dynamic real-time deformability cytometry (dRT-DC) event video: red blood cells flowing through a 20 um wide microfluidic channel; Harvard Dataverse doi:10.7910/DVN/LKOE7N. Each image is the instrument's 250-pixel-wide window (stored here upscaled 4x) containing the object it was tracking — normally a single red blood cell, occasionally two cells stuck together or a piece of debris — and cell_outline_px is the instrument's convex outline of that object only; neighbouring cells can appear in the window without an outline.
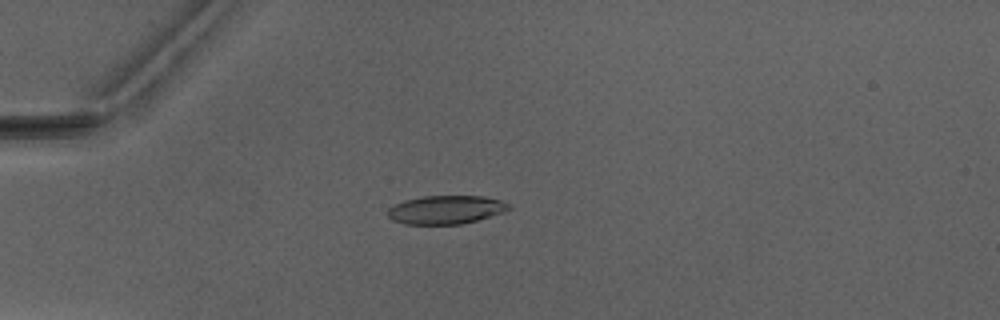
{"species": "Egyptian fruit bat (a non-hibernating species)", "species_latin": "Rousettus aegyptiacus", "temperature_condition": "warm", "stored_images_in_passage": 4, "camera_frame_rate_fps": 3000, "um_per_image_px": 0.085, "animal": {"sex": "male"}, "frame": {"image": 1, "passage_image": 1, "time_ms": 0.0, "image_size_px": [1000, 320], "cell_outline_px": [[512, 208], [504, 212], [476, 220], [460, 224], [404, 224], [392, 220], [388, 216], [388, 208], [404, 200], [424, 196], [484, 196], [500, 200], [512, 204]], "centroid_in_image_um": [37.92, 17.82], "position_along_channel_um": 47.1, "area_um2": 20.11}}
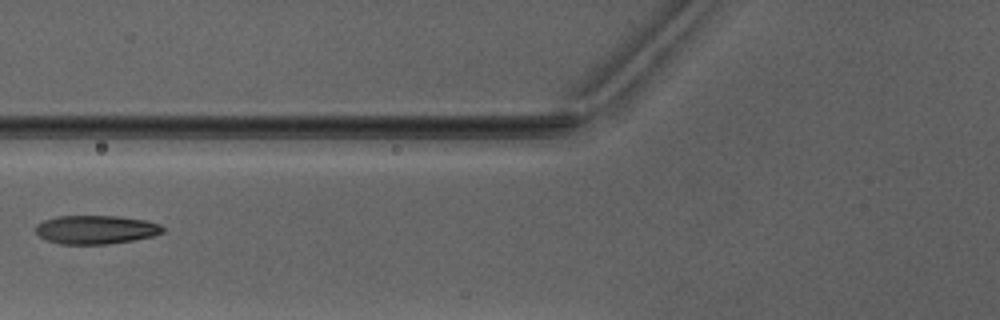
{"frame": {"image": 2, "passage_image": 3, "time_ms": 2.333, "image_size_px": [1000, 320], "cell_outline_px": [[164, 232], [152, 236], [132, 240], [108, 244], [60, 244], [48, 240], [40, 236], [36, 232], [36, 224], [44, 220], [56, 216], [116, 216], [144, 220], [160, 224], [164, 228]], "centroid_in_image_um": [8.14, 19.51], "position_along_channel_um": 117.7, "area_um2": 21.1}}
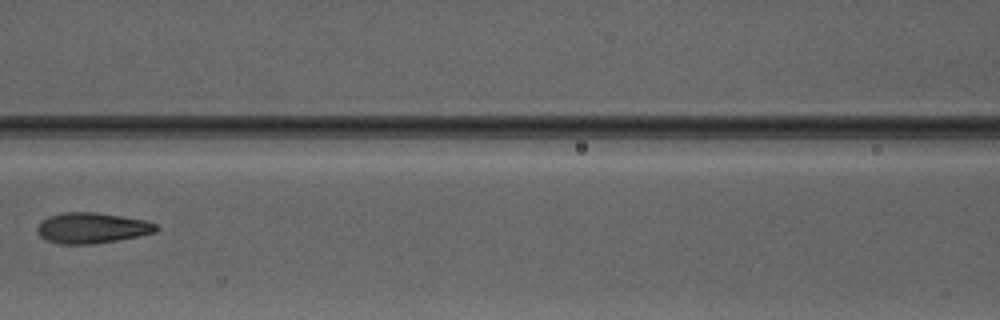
{"frame": {"image": 3, "passage_image": 4, "time_ms": 3.333, "image_size_px": [1000, 320], "cell_outline_px": [[160, 228], [156, 232], [116, 240], [92, 244], [60, 244], [44, 240], [36, 232], [36, 228], [40, 220], [48, 216], [64, 212], [96, 212], [144, 220], [156, 224]], "centroid_in_image_um": [7.75, 19.37], "position_along_channel_um": 158.9, "area_um2": 21.33}}